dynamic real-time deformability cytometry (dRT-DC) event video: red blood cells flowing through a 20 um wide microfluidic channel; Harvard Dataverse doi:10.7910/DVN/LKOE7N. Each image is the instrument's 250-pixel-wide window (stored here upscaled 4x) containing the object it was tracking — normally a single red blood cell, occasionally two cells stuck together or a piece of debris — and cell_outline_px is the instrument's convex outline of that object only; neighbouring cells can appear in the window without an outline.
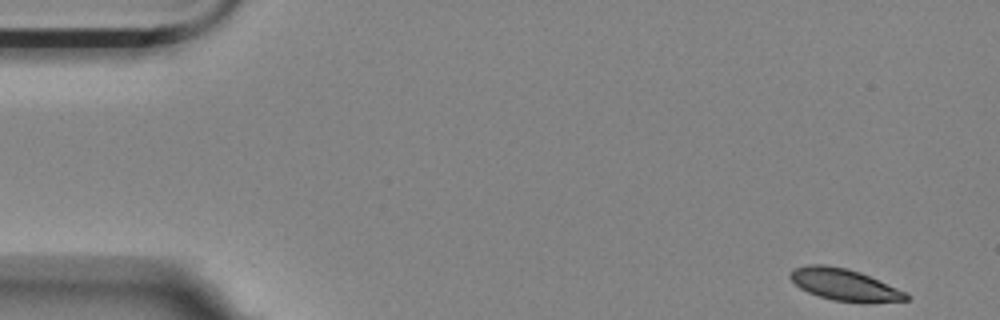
{"species": "Egyptian fruit bat (a non-hibernating species)", "species_latin": "Rousettus aegyptiacus", "temperature_condition": "room temperature", "stored_images_in_passage": 56, "camera_frame_rate_fps": 3000, "um_per_image_px": 0.085, "animal": {"sex": "female"}, "frame": {"image": 1, "passage_image": 1, "time_ms": 0.0, "image_size_px": [1000, 320], "cell_outline_px": [[912, 296], [908, 300], [864, 304], [832, 300], [808, 292], [800, 288], [788, 276], [788, 272], [792, 268], [808, 264], [824, 264], [848, 268], [860, 272], [908, 292]], "centroid_in_image_um": [71.81, 24.21], "position_along_channel_um": 13.2, "area_um2": 22.08}}
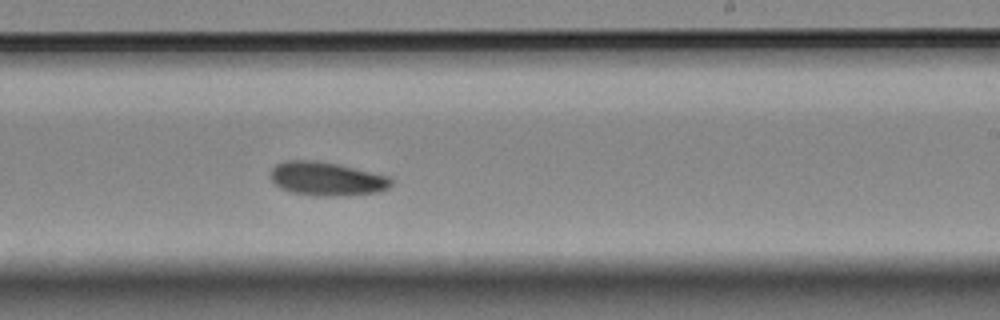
{"frame": {"image": 2, "passage_image": 32, "time_ms": 10.333, "image_size_px": [1000, 320], "cell_outline_px": [[392, 184], [388, 188], [380, 192], [336, 196], [312, 196], [292, 192], [280, 188], [272, 180], [272, 168], [276, 164], [284, 160], [316, 160], [336, 164], [388, 176], [392, 180]], "centroid_in_image_um": [27.76, 15.2], "position_along_channel_um": 261.2, "area_um2": 23.58}}
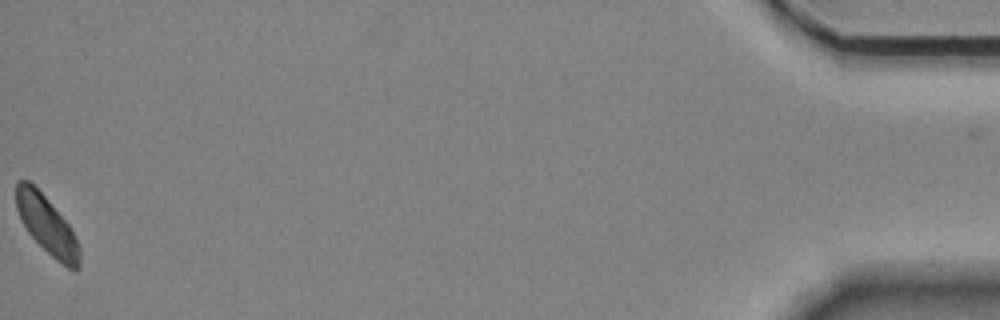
{"frame": {"image": 3, "passage_image": 55, "time_ms": 18.0, "image_size_px": [1000, 320], "cell_outline_px": [[80, 268], [76, 272], [72, 272], [56, 260], [28, 232], [16, 208], [16, 184], [20, 180], [28, 180], [48, 200], [68, 224], [80, 248]], "centroid_in_image_um": [4.02, 19.18], "position_along_channel_um": 431.2, "area_um2": 21.04}, "authors_computed_cell_mechanics": {"area_um2": 22.7732, "velocity_mm_per_s": 3.4729, "shape_relaxation_time_tau1_ms": 6.4148, "shape_relaxation_time_tau2_ms": null, "deformation_change_tau1": 0.1326, "deformation_change_tau2": null}}